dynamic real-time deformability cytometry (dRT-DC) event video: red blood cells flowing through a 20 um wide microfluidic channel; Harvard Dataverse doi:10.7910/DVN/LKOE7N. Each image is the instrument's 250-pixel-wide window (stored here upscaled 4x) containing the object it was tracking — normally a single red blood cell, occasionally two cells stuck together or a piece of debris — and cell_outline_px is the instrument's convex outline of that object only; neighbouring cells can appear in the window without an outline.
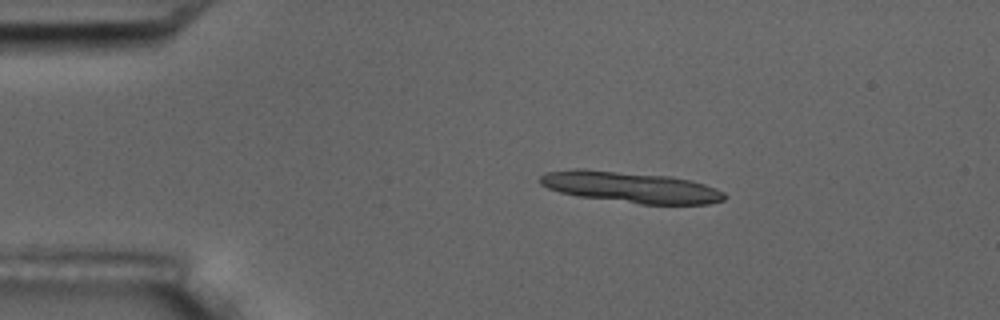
{"species": "common noctule bat (a hibernating species)", "species_latin": "Nyctalus noctula", "temperature_condition": "room temperature", "stored_images_in_passage": 6, "camera_frame_rate_fps": 3000, "um_per_image_px": 0.085, "animal": {"sex": "male", "body_mass_g": 17.5, "forearm_length_mm": 52.3}, "frame": {"image": 1, "passage_image": 4, "time_ms": 3.333, "image_size_px": [1000, 320], "cell_outline_px": [[728, 196], [724, 200], [708, 204], [640, 204], [576, 196], [560, 192], [548, 188], [540, 184], [540, 176], [548, 172], [572, 168], [584, 168], [668, 176], [692, 180], [716, 188], [724, 192]], "centroid_in_image_um": [53.61, 15.91], "position_along_channel_um": 31.4, "area_um2": 33.58}}